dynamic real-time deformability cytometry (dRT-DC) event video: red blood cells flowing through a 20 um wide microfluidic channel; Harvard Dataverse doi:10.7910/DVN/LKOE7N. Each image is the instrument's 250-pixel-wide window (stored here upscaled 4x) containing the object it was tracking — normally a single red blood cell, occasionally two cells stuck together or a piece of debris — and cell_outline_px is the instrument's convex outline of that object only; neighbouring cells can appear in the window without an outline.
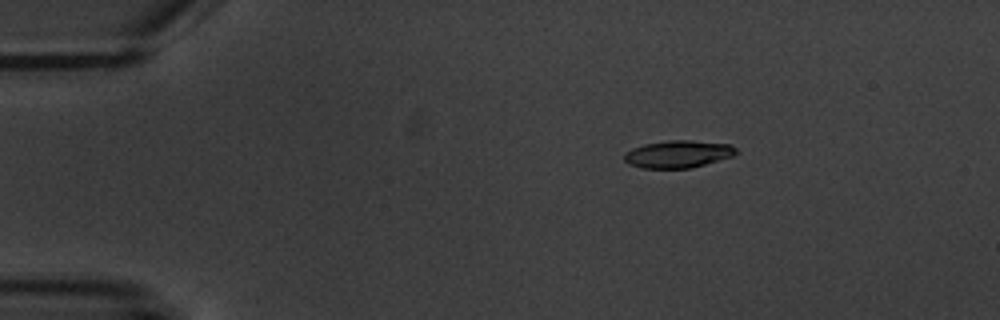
{"species": "common noctule bat (a hibernating species)", "species_latin": "Nyctalus noctula", "temperature_condition": "warm", "stored_images_in_passage": 5, "camera_frame_rate_fps": 3000, "um_per_image_px": 0.085, "animal": {"sex": "male", "body_mass_g": 20.1, "forearm_length_mm": 53.5}, "frame": {"image": 1, "passage_image": 2, "time_ms": 2.333, "image_size_px": [1000, 320], "cell_outline_px": [[740, 152], [732, 156], [692, 168], [644, 168], [628, 164], [624, 160], [624, 152], [632, 148], [644, 144], [672, 140], [688, 140], [732, 144]], "centroid_in_image_um": [57.65, 13.09], "position_along_channel_um": 27.4, "area_um2": 17.92}}